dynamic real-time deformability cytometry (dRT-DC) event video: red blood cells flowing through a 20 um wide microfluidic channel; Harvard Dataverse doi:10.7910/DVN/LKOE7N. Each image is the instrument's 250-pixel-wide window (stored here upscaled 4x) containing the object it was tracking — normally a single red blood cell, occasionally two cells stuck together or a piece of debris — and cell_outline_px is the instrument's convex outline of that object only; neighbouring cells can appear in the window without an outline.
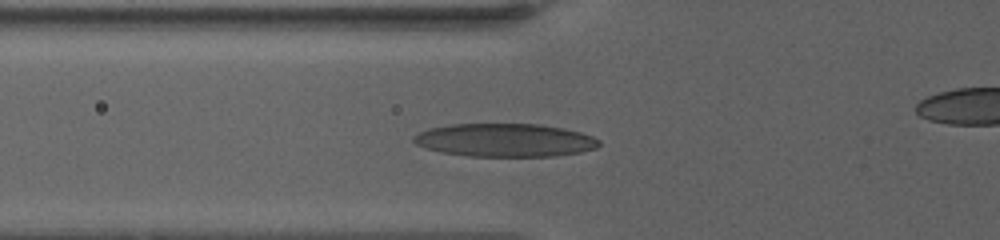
{"species": "human", "species_latin": "Homo sapiens", "temperature_condition": "warm", "stored_images_in_passage": 44, "camera_frame_rate_fps": 3000, "um_per_image_px": 0.085, "donor": {"sex": "female"}, "frame": {"image": 1, "passage_image": 8, "time_ms": 3.0, "image_size_px": [1000, 240], "cell_outline_px": [[600, 144], [596, 148], [580, 152], [556, 156], [468, 156], [440, 152], [424, 148], [416, 144], [412, 140], [412, 136], [428, 128], [448, 124], [540, 124], [564, 128], [580, 132], [592, 136], [600, 140]], "centroid_in_image_um": [42.89, 11.91], "position_along_channel_um": 82.9, "area_um2": 36.13}}
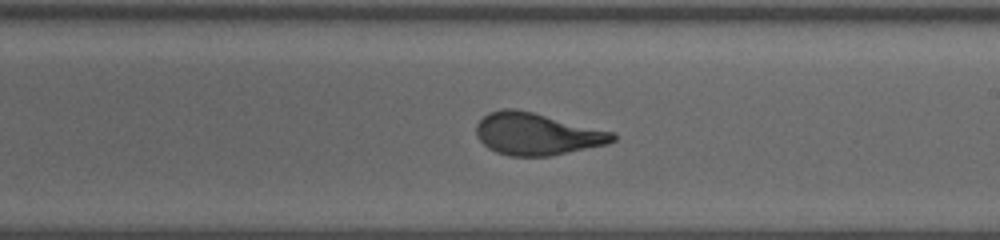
{"frame": {"image": 2, "passage_image": 22, "time_ms": 8.0, "image_size_px": [1000, 240], "cell_outline_px": [[616, 140], [608, 144], [548, 156], [512, 156], [496, 152], [488, 148], [476, 136], [476, 124], [488, 112], [504, 108], [516, 108], [616, 132]], "centroid_in_image_um": [45.64, 11.38], "position_along_channel_um": 243.4, "area_um2": 33.58}}
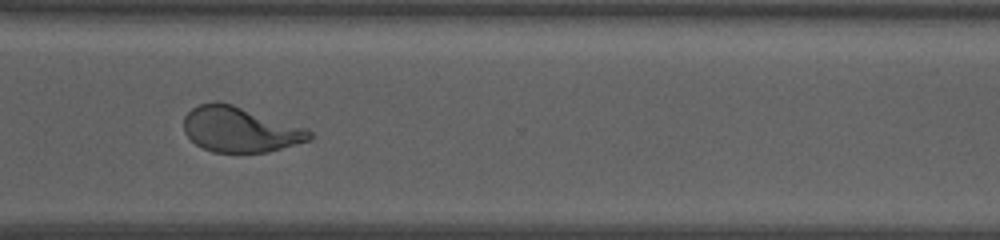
{"frame": {"image": 3, "passage_image": 32, "time_ms": 11.333, "image_size_px": [1000, 240], "cell_outline_px": [[312, 140], [268, 152], [212, 152], [196, 144], [184, 132], [184, 116], [192, 108], [200, 104], [216, 100], [232, 104], [308, 128], [312, 132]], "centroid_in_image_um": [20.43, 11.0], "position_along_channel_um": 350.2, "area_um2": 33.35}}